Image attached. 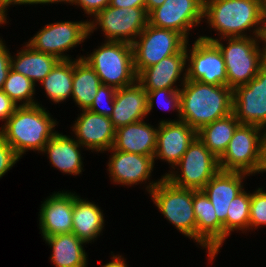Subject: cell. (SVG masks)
<instances>
[{
    "label": "cell",
    "instance_id": "obj_2",
    "mask_svg": "<svg viewBox=\"0 0 266 267\" xmlns=\"http://www.w3.org/2000/svg\"><path fill=\"white\" fill-rule=\"evenodd\" d=\"M42 104L18 106L4 125L0 137L9 143L21 159L26 152L41 153L48 141L58 132L59 121Z\"/></svg>",
    "mask_w": 266,
    "mask_h": 267
},
{
    "label": "cell",
    "instance_id": "obj_19",
    "mask_svg": "<svg viewBox=\"0 0 266 267\" xmlns=\"http://www.w3.org/2000/svg\"><path fill=\"white\" fill-rule=\"evenodd\" d=\"M249 174L220 170L205 185L202 191L214 206L218 221L223 225V244L227 240V213L231 201L245 187Z\"/></svg>",
    "mask_w": 266,
    "mask_h": 267
},
{
    "label": "cell",
    "instance_id": "obj_28",
    "mask_svg": "<svg viewBox=\"0 0 266 267\" xmlns=\"http://www.w3.org/2000/svg\"><path fill=\"white\" fill-rule=\"evenodd\" d=\"M83 55L73 58V82L71 99L79 110L88 109L101 85L94 69L82 59Z\"/></svg>",
    "mask_w": 266,
    "mask_h": 267
},
{
    "label": "cell",
    "instance_id": "obj_6",
    "mask_svg": "<svg viewBox=\"0 0 266 267\" xmlns=\"http://www.w3.org/2000/svg\"><path fill=\"white\" fill-rule=\"evenodd\" d=\"M82 59L94 69L101 84L119 89L137 81L130 43L104 40L93 52L83 55Z\"/></svg>",
    "mask_w": 266,
    "mask_h": 267
},
{
    "label": "cell",
    "instance_id": "obj_11",
    "mask_svg": "<svg viewBox=\"0 0 266 267\" xmlns=\"http://www.w3.org/2000/svg\"><path fill=\"white\" fill-rule=\"evenodd\" d=\"M188 41L178 32L147 24L132 43L134 70L157 64L163 58L179 53Z\"/></svg>",
    "mask_w": 266,
    "mask_h": 267
},
{
    "label": "cell",
    "instance_id": "obj_30",
    "mask_svg": "<svg viewBox=\"0 0 266 267\" xmlns=\"http://www.w3.org/2000/svg\"><path fill=\"white\" fill-rule=\"evenodd\" d=\"M73 59L60 60L39 85L43 87L46 98L61 104L71 98L73 87Z\"/></svg>",
    "mask_w": 266,
    "mask_h": 267
},
{
    "label": "cell",
    "instance_id": "obj_29",
    "mask_svg": "<svg viewBox=\"0 0 266 267\" xmlns=\"http://www.w3.org/2000/svg\"><path fill=\"white\" fill-rule=\"evenodd\" d=\"M240 124L232 112L202 127L197 131V137L219 159L224 154L236 128Z\"/></svg>",
    "mask_w": 266,
    "mask_h": 267
},
{
    "label": "cell",
    "instance_id": "obj_9",
    "mask_svg": "<svg viewBox=\"0 0 266 267\" xmlns=\"http://www.w3.org/2000/svg\"><path fill=\"white\" fill-rule=\"evenodd\" d=\"M89 38L88 19L57 21L43 26L26 43L36 51L56 56L59 60H72L67 52Z\"/></svg>",
    "mask_w": 266,
    "mask_h": 267
},
{
    "label": "cell",
    "instance_id": "obj_39",
    "mask_svg": "<svg viewBox=\"0 0 266 267\" xmlns=\"http://www.w3.org/2000/svg\"><path fill=\"white\" fill-rule=\"evenodd\" d=\"M17 107V104L3 90H0V121H4L3 125Z\"/></svg>",
    "mask_w": 266,
    "mask_h": 267
},
{
    "label": "cell",
    "instance_id": "obj_16",
    "mask_svg": "<svg viewBox=\"0 0 266 267\" xmlns=\"http://www.w3.org/2000/svg\"><path fill=\"white\" fill-rule=\"evenodd\" d=\"M80 111L70 127L73 137L87 151L106 153L113 147L116 132L110 117L88 109Z\"/></svg>",
    "mask_w": 266,
    "mask_h": 267
},
{
    "label": "cell",
    "instance_id": "obj_15",
    "mask_svg": "<svg viewBox=\"0 0 266 267\" xmlns=\"http://www.w3.org/2000/svg\"><path fill=\"white\" fill-rule=\"evenodd\" d=\"M232 112L241 124L266 131V62L254 79L233 90Z\"/></svg>",
    "mask_w": 266,
    "mask_h": 267
},
{
    "label": "cell",
    "instance_id": "obj_42",
    "mask_svg": "<svg viewBox=\"0 0 266 267\" xmlns=\"http://www.w3.org/2000/svg\"><path fill=\"white\" fill-rule=\"evenodd\" d=\"M66 4V0H19V6L21 5H50V4Z\"/></svg>",
    "mask_w": 266,
    "mask_h": 267
},
{
    "label": "cell",
    "instance_id": "obj_34",
    "mask_svg": "<svg viewBox=\"0 0 266 267\" xmlns=\"http://www.w3.org/2000/svg\"><path fill=\"white\" fill-rule=\"evenodd\" d=\"M258 187L251 193L249 231L266 226V191Z\"/></svg>",
    "mask_w": 266,
    "mask_h": 267
},
{
    "label": "cell",
    "instance_id": "obj_40",
    "mask_svg": "<svg viewBox=\"0 0 266 267\" xmlns=\"http://www.w3.org/2000/svg\"><path fill=\"white\" fill-rule=\"evenodd\" d=\"M109 6L116 8L145 7V0H110Z\"/></svg>",
    "mask_w": 266,
    "mask_h": 267
},
{
    "label": "cell",
    "instance_id": "obj_24",
    "mask_svg": "<svg viewBox=\"0 0 266 267\" xmlns=\"http://www.w3.org/2000/svg\"><path fill=\"white\" fill-rule=\"evenodd\" d=\"M157 126L145 119L116 129L112 150L154 156L156 150Z\"/></svg>",
    "mask_w": 266,
    "mask_h": 267
},
{
    "label": "cell",
    "instance_id": "obj_14",
    "mask_svg": "<svg viewBox=\"0 0 266 267\" xmlns=\"http://www.w3.org/2000/svg\"><path fill=\"white\" fill-rule=\"evenodd\" d=\"M204 0H165L148 14V24L176 31L189 41L190 31L203 21Z\"/></svg>",
    "mask_w": 266,
    "mask_h": 267
},
{
    "label": "cell",
    "instance_id": "obj_46",
    "mask_svg": "<svg viewBox=\"0 0 266 267\" xmlns=\"http://www.w3.org/2000/svg\"><path fill=\"white\" fill-rule=\"evenodd\" d=\"M259 1H260L262 12L266 18V0H259Z\"/></svg>",
    "mask_w": 266,
    "mask_h": 267
},
{
    "label": "cell",
    "instance_id": "obj_18",
    "mask_svg": "<svg viewBox=\"0 0 266 267\" xmlns=\"http://www.w3.org/2000/svg\"><path fill=\"white\" fill-rule=\"evenodd\" d=\"M77 196L76 192L63 189L41 201L38 220L42 239L72 232L73 202Z\"/></svg>",
    "mask_w": 266,
    "mask_h": 267
},
{
    "label": "cell",
    "instance_id": "obj_25",
    "mask_svg": "<svg viewBox=\"0 0 266 267\" xmlns=\"http://www.w3.org/2000/svg\"><path fill=\"white\" fill-rule=\"evenodd\" d=\"M105 214L94 201L78 195L73 202L72 233L86 244L94 243L105 229ZM99 236V237H98Z\"/></svg>",
    "mask_w": 266,
    "mask_h": 267
},
{
    "label": "cell",
    "instance_id": "obj_20",
    "mask_svg": "<svg viewBox=\"0 0 266 267\" xmlns=\"http://www.w3.org/2000/svg\"><path fill=\"white\" fill-rule=\"evenodd\" d=\"M196 137L197 132L184 121L159 123L154 161L167 162L172 169Z\"/></svg>",
    "mask_w": 266,
    "mask_h": 267
},
{
    "label": "cell",
    "instance_id": "obj_31",
    "mask_svg": "<svg viewBox=\"0 0 266 267\" xmlns=\"http://www.w3.org/2000/svg\"><path fill=\"white\" fill-rule=\"evenodd\" d=\"M37 87L24 75L10 69L2 90L17 104V106L40 105L36 100Z\"/></svg>",
    "mask_w": 266,
    "mask_h": 267
},
{
    "label": "cell",
    "instance_id": "obj_22",
    "mask_svg": "<svg viewBox=\"0 0 266 267\" xmlns=\"http://www.w3.org/2000/svg\"><path fill=\"white\" fill-rule=\"evenodd\" d=\"M147 92L136 81L133 85L116 90L114 109L110 116L115 129L146 119Z\"/></svg>",
    "mask_w": 266,
    "mask_h": 267
},
{
    "label": "cell",
    "instance_id": "obj_36",
    "mask_svg": "<svg viewBox=\"0 0 266 267\" xmlns=\"http://www.w3.org/2000/svg\"><path fill=\"white\" fill-rule=\"evenodd\" d=\"M20 158L12 146L0 137V179L15 166Z\"/></svg>",
    "mask_w": 266,
    "mask_h": 267
},
{
    "label": "cell",
    "instance_id": "obj_37",
    "mask_svg": "<svg viewBox=\"0 0 266 267\" xmlns=\"http://www.w3.org/2000/svg\"><path fill=\"white\" fill-rule=\"evenodd\" d=\"M69 3V4H68ZM75 5L81 8L92 19L98 12L110 4V0H66V5Z\"/></svg>",
    "mask_w": 266,
    "mask_h": 267
},
{
    "label": "cell",
    "instance_id": "obj_32",
    "mask_svg": "<svg viewBox=\"0 0 266 267\" xmlns=\"http://www.w3.org/2000/svg\"><path fill=\"white\" fill-rule=\"evenodd\" d=\"M251 193L244 188L231 201L227 213V238L233 232H249Z\"/></svg>",
    "mask_w": 266,
    "mask_h": 267
},
{
    "label": "cell",
    "instance_id": "obj_10",
    "mask_svg": "<svg viewBox=\"0 0 266 267\" xmlns=\"http://www.w3.org/2000/svg\"><path fill=\"white\" fill-rule=\"evenodd\" d=\"M148 24L145 7L116 8L107 6L89 20V35L101 29L105 41L132 44Z\"/></svg>",
    "mask_w": 266,
    "mask_h": 267
},
{
    "label": "cell",
    "instance_id": "obj_8",
    "mask_svg": "<svg viewBox=\"0 0 266 267\" xmlns=\"http://www.w3.org/2000/svg\"><path fill=\"white\" fill-rule=\"evenodd\" d=\"M219 171V159L196 137L180 161L163 175L177 187L202 190Z\"/></svg>",
    "mask_w": 266,
    "mask_h": 267
},
{
    "label": "cell",
    "instance_id": "obj_4",
    "mask_svg": "<svg viewBox=\"0 0 266 267\" xmlns=\"http://www.w3.org/2000/svg\"><path fill=\"white\" fill-rule=\"evenodd\" d=\"M214 42L223 54L227 86L232 90L254 79L266 62V46L262 37L221 38Z\"/></svg>",
    "mask_w": 266,
    "mask_h": 267
},
{
    "label": "cell",
    "instance_id": "obj_12",
    "mask_svg": "<svg viewBox=\"0 0 266 267\" xmlns=\"http://www.w3.org/2000/svg\"><path fill=\"white\" fill-rule=\"evenodd\" d=\"M189 43H186L187 80L227 86L226 65L218 45L199 36L192 46Z\"/></svg>",
    "mask_w": 266,
    "mask_h": 267
},
{
    "label": "cell",
    "instance_id": "obj_47",
    "mask_svg": "<svg viewBox=\"0 0 266 267\" xmlns=\"http://www.w3.org/2000/svg\"><path fill=\"white\" fill-rule=\"evenodd\" d=\"M264 172H266V131H265V170Z\"/></svg>",
    "mask_w": 266,
    "mask_h": 267
},
{
    "label": "cell",
    "instance_id": "obj_41",
    "mask_svg": "<svg viewBox=\"0 0 266 267\" xmlns=\"http://www.w3.org/2000/svg\"><path fill=\"white\" fill-rule=\"evenodd\" d=\"M111 261L100 267H129L128 263L126 262V258L122 254H115L111 251Z\"/></svg>",
    "mask_w": 266,
    "mask_h": 267
},
{
    "label": "cell",
    "instance_id": "obj_44",
    "mask_svg": "<svg viewBox=\"0 0 266 267\" xmlns=\"http://www.w3.org/2000/svg\"><path fill=\"white\" fill-rule=\"evenodd\" d=\"M165 0H145V10L149 14L152 10L161 6Z\"/></svg>",
    "mask_w": 266,
    "mask_h": 267
},
{
    "label": "cell",
    "instance_id": "obj_35",
    "mask_svg": "<svg viewBox=\"0 0 266 267\" xmlns=\"http://www.w3.org/2000/svg\"><path fill=\"white\" fill-rule=\"evenodd\" d=\"M116 88L101 84L88 110L110 117L114 109Z\"/></svg>",
    "mask_w": 266,
    "mask_h": 267
},
{
    "label": "cell",
    "instance_id": "obj_38",
    "mask_svg": "<svg viewBox=\"0 0 266 267\" xmlns=\"http://www.w3.org/2000/svg\"><path fill=\"white\" fill-rule=\"evenodd\" d=\"M6 45L5 40L0 36V90H2L11 69L12 54Z\"/></svg>",
    "mask_w": 266,
    "mask_h": 267
},
{
    "label": "cell",
    "instance_id": "obj_3",
    "mask_svg": "<svg viewBox=\"0 0 266 267\" xmlns=\"http://www.w3.org/2000/svg\"><path fill=\"white\" fill-rule=\"evenodd\" d=\"M233 90L186 80L180 88V120L196 132L213 121L232 113Z\"/></svg>",
    "mask_w": 266,
    "mask_h": 267
},
{
    "label": "cell",
    "instance_id": "obj_26",
    "mask_svg": "<svg viewBox=\"0 0 266 267\" xmlns=\"http://www.w3.org/2000/svg\"><path fill=\"white\" fill-rule=\"evenodd\" d=\"M52 252L50 261L54 267H88L86 243L74 233H65L43 238Z\"/></svg>",
    "mask_w": 266,
    "mask_h": 267
},
{
    "label": "cell",
    "instance_id": "obj_17",
    "mask_svg": "<svg viewBox=\"0 0 266 267\" xmlns=\"http://www.w3.org/2000/svg\"><path fill=\"white\" fill-rule=\"evenodd\" d=\"M193 210L196 218V245L206 250L208 262L213 263L223 246V225L218 221L210 199L202 190H195Z\"/></svg>",
    "mask_w": 266,
    "mask_h": 267
},
{
    "label": "cell",
    "instance_id": "obj_5",
    "mask_svg": "<svg viewBox=\"0 0 266 267\" xmlns=\"http://www.w3.org/2000/svg\"><path fill=\"white\" fill-rule=\"evenodd\" d=\"M222 171L243 172L250 176L265 170V130L255 125L240 124L224 154L219 158Z\"/></svg>",
    "mask_w": 266,
    "mask_h": 267
},
{
    "label": "cell",
    "instance_id": "obj_45",
    "mask_svg": "<svg viewBox=\"0 0 266 267\" xmlns=\"http://www.w3.org/2000/svg\"><path fill=\"white\" fill-rule=\"evenodd\" d=\"M8 22V18L0 11V26L4 27L2 25L7 24Z\"/></svg>",
    "mask_w": 266,
    "mask_h": 267
},
{
    "label": "cell",
    "instance_id": "obj_23",
    "mask_svg": "<svg viewBox=\"0 0 266 267\" xmlns=\"http://www.w3.org/2000/svg\"><path fill=\"white\" fill-rule=\"evenodd\" d=\"M63 134L57 132L44 146L40 154L47 155L49 163L62 174L80 176L79 174L85 170L82 161L84 158L81 154L83 152L81 149L85 150V148L73 136Z\"/></svg>",
    "mask_w": 266,
    "mask_h": 267
},
{
    "label": "cell",
    "instance_id": "obj_1",
    "mask_svg": "<svg viewBox=\"0 0 266 267\" xmlns=\"http://www.w3.org/2000/svg\"><path fill=\"white\" fill-rule=\"evenodd\" d=\"M204 21L218 36L199 35L208 41L233 37L264 39L266 30V18L259 0H204Z\"/></svg>",
    "mask_w": 266,
    "mask_h": 267
},
{
    "label": "cell",
    "instance_id": "obj_43",
    "mask_svg": "<svg viewBox=\"0 0 266 267\" xmlns=\"http://www.w3.org/2000/svg\"><path fill=\"white\" fill-rule=\"evenodd\" d=\"M19 5V0H0V11L7 17L9 8Z\"/></svg>",
    "mask_w": 266,
    "mask_h": 267
},
{
    "label": "cell",
    "instance_id": "obj_7",
    "mask_svg": "<svg viewBox=\"0 0 266 267\" xmlns=\"http://www.w3.org/2000/svg\"><path fill=\"white\" fill-rule=\"evenodd\" d=\"M149 195L160 214L178 232L196 242V218L193 210L194 189L177 187L163 177Z\"/></svg>",
    "mask_w": 266,
    "mask_h": 267
},
{
    "label": "cell",
    "instance_id": "obj_27",
    "mask_svg": "<svg viewBox=\"0 0 266 267\" xmlns=\"http://www.w3.org/2000/svg\"><path fill=\"white\" fill-rule=\"evenodd\" d=\"M59 61L56 56L36 51L24 42V46L11 57V69L38 86Z\"/></svg>",
    "mask_w": 266,
    "mask_h": 267
},
{
    "label": "cell",
    "instance_id": "obj_33",
    "mask_svg": "<svg viewBox=\"0 0 266 267\" xmlns=\"http://www.w3.org/2000/svg\"><path fill=\"white\" fill-rule=\"evenodd\" d=\"M147 92V104H148V115L152 112L156 106L163 109L164 111H173L177 112L176 119H161L158 120V123L162 122H175L180 121V88H166V89H157Z\"/></svg>",
    "mask_w": 266,
    "mask_h": 267
},
{
    "label": "cell",
    "instance_id": "obj_13",
    "mask_svg": "<svg viewBox=\"0 0 266 267\" xmlns=\"http://www.w3.org/2000/svg\"><path fill=\"white\" fill-rule=\"evenodd\" d=\"M106 152L111 154L109 155L110 157L106 167L112 184L127 187L144 184L145 191L150 194L164 177L162 175L160 179L155 181L150 178L153 175L152 172L156 164L154 156H145L112 149Z\"/></svg>",
    "mask_w": 266,
    "mask_h": 267
},
{
    "label": "cell",
    "instance_id": "obj_21",
    "mask_svg": "<svg viewBox=\"0 0 266 267\" xmlns=\"http://www.w3.org/2000/svg\"><path fill=\"white\" fill-rule=\"evenodd\" d=\"M186 80V46L179 53L163 58L137 75V82L146 91L181 88Z\"/></svg>",
    "mask_w": 266,
    "mask_h": 267
},
{
    "label": "cell",
    "instance_id": "obj_48",
    "mask_svg": "<svg viewBox=\"0 0 266 267\" xmlns=\"http://www.w3.org/2000/svg\"><path fill=\"white\" fill-rule=\"evenodd\" d=\"M264 42H265V46H266V30H265V35H264Z\"/></svg>",
    "mask_w": 266,
    "mask_h": 267
}]
</instances>
